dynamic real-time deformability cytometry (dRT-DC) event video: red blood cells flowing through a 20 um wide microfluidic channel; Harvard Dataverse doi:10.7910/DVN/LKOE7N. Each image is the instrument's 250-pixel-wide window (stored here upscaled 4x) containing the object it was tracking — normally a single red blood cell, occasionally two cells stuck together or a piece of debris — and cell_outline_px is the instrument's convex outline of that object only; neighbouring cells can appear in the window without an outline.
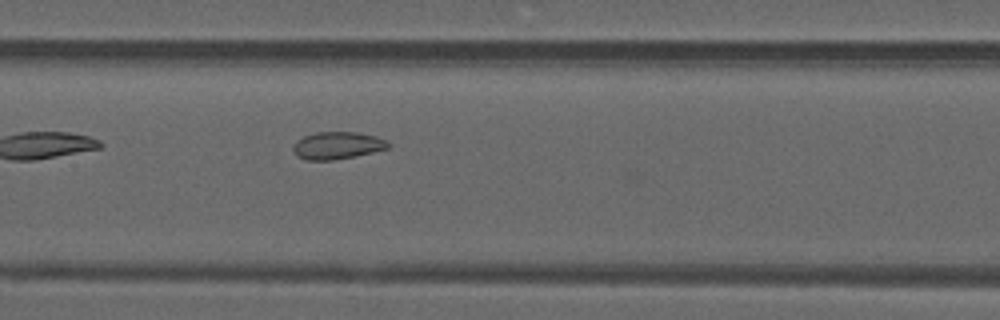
{"species": "common noctule bat (a hibernating species)", "species_latin": "Nyctalus noctula", "temperature_condition": "warm", "stored_images_in_passage": 34, "camera_frame_rate_fps": 3000, "um_per_image_px": 0.085, "animal": {"sex": "male", "forearm_length_mm": 52.5}, "frame": {"image": 1, "passage_image": 9, "time_ms": 2.667, "image_size_px": [1000, 320], "cell_outline_px": [[392, 144], [388, 148], [356, 156], [332, 160], [308, 160], [296, 156], [292, 148], [296, 140], [304, 136], [316, 132], [356, 132], [376, 136], [388, 140]], "centroid_in_image_um": [28.68, 12.36], "position_along_channel_um": 178.7, "area_um2": 15.26}}
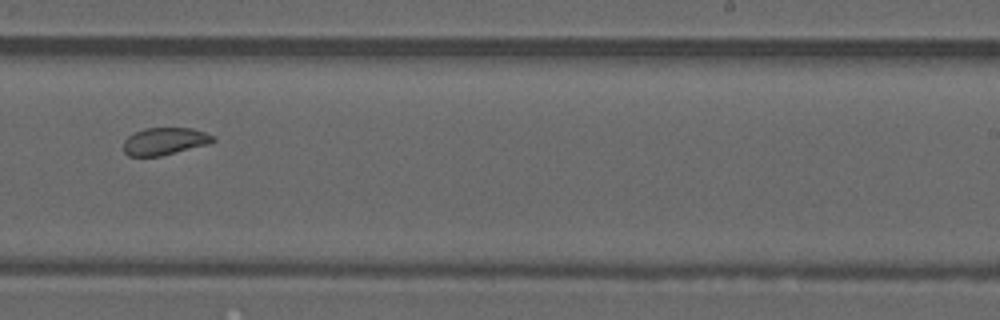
{"frame": {"image": 2, "passage_image": 16, "time_ms": 5.0, "image_size_px": [1000, 320], "cell_outline_px": [[216, 140], [208, 144], [160, 156], [128, 156], [124, 152], [124, 140], [128, 136], [144, 128], [192, 128], [204, 132], [212, 136]], "centroid_in_image_um": [13.97, 12.0], "position_along_channel_um": 275.0, "area_um2": 14.1}}
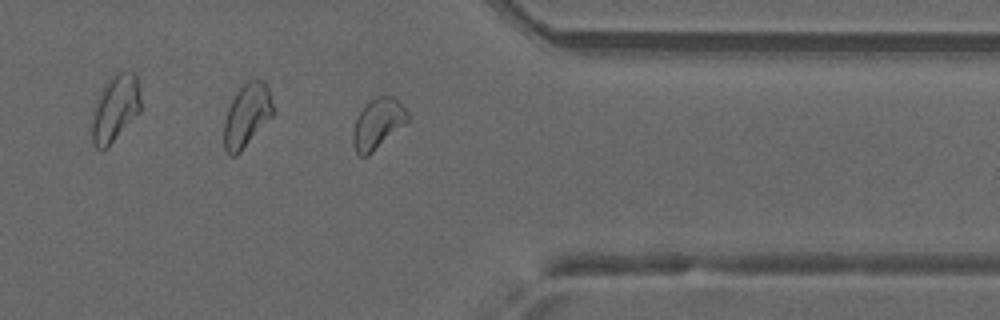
{"frame": {"image": 3, "passage_image": 24, "time_ms": 7.667, "image_size_px": [1000, 320], "cell_outline_px": [[408, 120], [404, 124], [368, 156], [360, 156], [356, 152], [352, 144], [352, 132], [356, 116], [364, 104], [368, 100], [376, 96], [392, 96], [408, 112]], "centroid_in_image_um": [32.05, 10.5], "position_along_channel_um": 379.4, "area_um2": 16.01}, "authors_computed_cell_mechanics": {"area_um2": 15.895, "velocity_mm_per_s": 4.1482, "shape_relaxation_time_tau1_ms": null, "shape_relaxation_time_tau2_ms": 1.3164, "deformation_change_tau1": null, "deformation_change_tau2": 0.0648}}